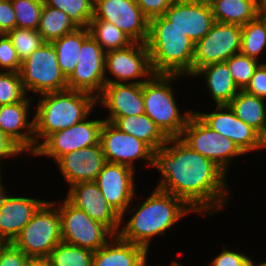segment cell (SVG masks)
<instances>
[{"label":"cell","instance_id":"cell-1","mask_svg":"<svg viewBox=\"0 0 266 266\" xmlns=\"http://www.w3.org/2000/svg\"><path fill=\"white\" fill-rule=\"evenodd\" d=\"M153 166L162 175L157 188L182 199L194 213L213 214L212 208L219 211L230 201L226 195L227 172L179 137L168 138L154 151Z\"/></svg>","mask_w":266,"mask_h":266},{"label":"cell","instance_id":"cell-2","mask_svg":"<svg viewBox=\"0 0 266 266\" xmlns=\"http://www.w3.org/2000/svg\"><path fill=\"white\" fill-rule=\"evenodd\" d=\"M189 211L194 212L182 199L156 187L152 194L139 206V209L118 232L127 242L149 250L154 236L164 235Z\"/></svg>","mask_w":266,"mask_h":266},{"label":"cell","instance_id":"cell-3","mask_svg":"<svg viewBox=\"0 0 266 266\" xmlns=\"http://www.w3.org/2000/svg\"><path fill=\"white\" fill-rule=\"evenodd\" d=\"M146 45L155 74L192 75L195 43L163 15L149 20Z\"/></svg>","mask_w":266,"mask_h":266},{"label":"cell","instance_id":"cell-4","mask_svg":"<svg viewBox=\"0 0 266 266\" xmlns=\"http://www.w3.org/2000/svg\"><path fill=\"white\" fill-rule=\"evenodd\" d=\"M96 104L93 95L72 89L41 94L34 116V135L46 139L70 128L85 119Z\"/></svg>","mask_w":266,"mask_h":266},{"label":"cell","instance_id":"cell-5","mask_svg":"<svg viewBox=\"0 0 266 266\" xmlns=\"http://www.w3.org/2000/svg\"><path fill=\"white\" fill-rule=\"evenodd\" d=\"M177 77L179 75L154 74L148 81L143 82L144 113L167 138L180 137L192 115L190 111L184 115L179 113L174 90L170 85Z\"/></svg>","mask_w":266,"mask_h":266},{"label":"cell","instance_id":"cell-6","mask_svg":"<svg viewBox=\"0 0 266 266\" xmlns=\"http://www.w3.org/2000/svg\"><path fill=\"white\" fill-rule=\"evenodd\" d=\"M46 201L12 242L27 257L48 258L62 241L58 208Z\"/></svg>","mask_w":266,"mask_h":266},{"label":"cell","instance_id":"cell-7","mask_svg":"<svg viewBox=\"0 0 266 266\" xmlns=\"http://www.w3.org/2000/svg\"><path fill=\"white\" fill-rule=\"evenodd\" d=\"M23 88L36 94L68 89L67 79L60 70L57 52L51 42H45L21 63L19 71Z\"/></svg>","mask_w":266,"mask_h":266},{"label":"cell","instance_id":"cell-8","mask_svg":"<svg viewBox=\"0 0 266 266\" xmlns=\"http://www.w3.org/2000/svg\"><path fill=\"white\" fill-rule=\"evenodd\" d=\"M179 138L194 151L214 161L225 172L234 156L244 154L231 139L212 130L195 113L188 119Z\"/></svg>","mask_w":266,"mask_h":266},{"label":"cell","instance_id":"cell-9","mask_svg":"<svg viewBox=\"0 0 266 266\" xmlns=\"http://www.w3.org/2000/svg\"><path fill=\"white\" fill-rule=\"evenodd\" d=\"M61 219L62 241L96 252L107 242V236L114 234L104 225L90 218L82 209L67 198L58 207Z\"/></svg>","mask_w":266,"mask_h":266},{"label":"cell","instance_id":"cell-10","mask_svg":"<svg viewBox=\"0 0 266 266\" xmlns=\"http://www.w3.org/2000/svg\"><path fill=\"white\" fill-rule=\"evenodd\" d=\"M241 39L240 25L215 21L210 31L194 45L192 75L202 67L225 62L239 53Z\"/></svg>","mask_w":266,"mask_h":266},{"label":"cell","instance_id":"cell-11","mask_svg":"<svg viewBox=\"0 0 266 266\" xmlns=\"http://www.w3.org/2000/svg\"><path fill=\"white\" fill-rule=\"evenodd\" d=\"M87 118L70 128L50 134L44 142L39 143L33 155L50 156L56 162L64 154L97 145L104 119L89 121Z\"/></svg>","mask_w":266,"mask_h":266},{"label":"cell","instance_id":"cell-12","mask_svg":"<svg viewBox=\"0 0 266 266\" xmlns=\"http://www.w3.org/2000/svg\"><path fill=\"white\" fill-rule=\"evenodd\" d=\"M93 18L114 24L134 42H147L149 19L136 0H94Z\"/></svg>","mask_w":266,"mask_h":266},{"label":"cell","instance_id":"cell-13","mask_svg":"<svg viewBox=\"0 0 266 266\" xmlns=\"http://www.w3.org/2000/svg\"><path fill=\"white\" fill-rule=\"evenodd\" d=\"M106 71L111 72L116 79L112 80L105 77V84L125 82L128 84H140L148 81L155 74L152 71L147 45L146 43L140 42H133L125 48L106 52L105 72ZM145 76L147 79L137 80V78H144ZM131 79H136L137 81L130 82L129 80Z\"/></svg>","mask_w":266,"mask_h":266},{"label":"cell","instance_id":"cell-14","mask_svg":"<svg viewBox=\"0 0 266 266\" xmlns=\"http://www.w3.org/2000/svg\"><path fill=\"white\" fill-rule=\"evenodd\" d=\"M105 53L89 35L82 42L75 70L67 79L68 89L86 92L97 98L105 86Z\"/></svg>","mask_w":266,"mask_h":266},{"label":"cell","instance_id":"cell-15","mask_svg":"<svg viewBox=\"0 0 266 266\" xmlns=\"http://www.w3.org/2000/svg\"><path fill=\"white\" fill-rule=\"evenodd\" d=\"M99 142L106 162L125 165L134 170V160L144 159L149 166H153L154 151L145 142L120 131L110 122H103Z\"/></svg>","mask_w":266,"mask_h":266},{"label":"cell","instance_id":"cell-16","mask_svg":"<svg viewBox=\"0 0 266 266\" xmlns=\"http://www.w3.org/2000/svg\"><path fill=\"white\" fill-rule=\"evenodd\" d=\"M195 114L212 130L231 139L243 153L266 147V140L254 128L240 120L228 104L217 105L213 113Z\"/></svg>","mask_w":266,"mask_h":266},{"label":"cell","instance_id":"cell-17","mask_svg":"<svg viewBox=\"0 0 266 266\" xmlns=\"http://www.w3.org/2000/svg\"><path fill=\"white\" fill-rule=\"evenodd\" d=\"M163 16L194 43L203 38L215 22L208 0H178Z\"/></svg>","mask_w":266,"mask_h":266},{"label":"cell","instance_id":"cell-18","mask_svg":"<svg viewBox=\"0 0 266 266\" xmlns=\"http://www.w3.org/2000/svg\"><path fill=\"white\" fill-rule=\"evenodd\" d=\"M134 170L128 166L106 162L95 182L108 204L121 216V223L128 206L134 202Z\"/></svg>","mask_w":266,"mask_h":266},{"label":"cell","instance_id":"cell-19","mask_svg":"<svg viewBox=\"0 0 266 266\" xmlns=\"http://www.w3.org/2000/svg\"><path fill=\"white\" fill-rule=\"evenodd\" d=\"M66 198L94 221L118 235L121 216L108 204L95 181L79 182L70 186Z\"/></svg>","mask_w":266,"mask_h":266},{"label":"cell","instance_id":"cell-20","mask_svg":"<svg viewBox=\"0 0 266 266\" xmlns=\"http://www.w3.org/2000/svg\"><path fill=\"white\" fill-rule=\"evenodd\" d=\"M96 101L109 110V117L104 121L110 123L119 117L141 115L145 111L143 83L105 84Z\"/></svg>","mask_w":266,"mask_h":266},{"label":"cell","instance_id":"cell-21","mask_svg":"<svg viewBox=\"0 0 266 266\" xmlns=\"http://www.w3.org/2000/svg\"><path fill=\"white\" fill-rule=\"evenodd\" d=\"M6 194L5 189L0 192V243H12L46 202Z\"/></svg>","mask_w":266,"mask_h":266},{"label":"cell","instance_id":"cell-22","mask_svg":"<svg viewBox=\"0 0 266 266\" xmlns=\"http://www.w3.org/2000/svg\"><path fill=\"white\" fill-rule=\"evenodd\" d=\"M105 163L106 159L100 142L97 145L64 154L56 161L69 186L79 182L95 181Z\"/></svg>","mask_w":266,"mask_h":266},{"label":"cell","instance_id":"cell-23","mask_svg":"<svg viewBox=\"0 0 266 266\" xmlns=\"http://www.w3.org/2000/svg\"><path fill=\"white\" fill-rule=\"evenodd\" d=\"M29 106H31L30 100L27 97L14 104L1 105L0 129L24 152L27 151L32 155L39 146V141L34 136V118L30 122L27 119ZM22 129H25L24 133Z\"/></svg>","mask_w":266,"mask_h":266},{"label":"cell","instance_id":"cell-24","mask_svg":"<svg viewBox=\"0 0 266 266\" xmlns=\"http://www.w3.org/2000/svg\"><path fill=\"white\" fill-rule=\"evenodd\" d=\"M94 252L92 266H146L148 251L137 244L122 240L118 235Z\"/></svg>","mask_w":266,"mask_h":266},{"label":"cell","instance_id":"cell-25","mask_svg":"<svg viewBox=\"0 0 266 266\" xmlns=\"http://www.w3.org/2000/svg\"><path fill=\"white\" fill-rule=\"evenodd\" d=\"M206 75L207 86L216 105H226L240 91L226 62H218L198 69L192 76Z\"/></svg>","mask_w":266,"mask_h":266},{"label":"cell","instance_id":"cell-26","mask_svg":"<svg viewBox=\"0 0 266 266\" xmlns=\"http://www.w3.org/2000/svg\"><path fill=\"white\" fill-rule=\"evenodd\" d=\"M234 114L266 140L265 99L240 90L228 103Z\"/></svg>","mask_w":266,"mask_h":266},{"label":"cell","instance_id":"cell-27","mask_svg":"<svg viewBox=\"0 0 266 266\" xmlns=\"http://www.w3.org/2000/svg\"><path fill=\"white\" fill-rule=\"evenodd\" d=\"M112 124L120 131L145 142L153 151L163 147L168 139L145 113L119 117Z\"/></svg>","mask_w":266,"mask_h":266},{"label":"cell","instance_id":"cell-28","mask_svg":"<svg viewBox=\"0 0 266 266\" xmlns=\"http://www.w3.org/2000/svg\"><path fill=\"white\" fill-rule=\"evenodd\" d=\"M214 20L245 25L258 16L257 0H208Z\"/></svg>","mask_w":266,"mask_h":266},{"label":"cell","instance_id":"cell-29","mask_svg":"<svg viewBox=\"0 0 266 266\" xmlns=\"http://www.w3.org/2000/svg\"><path fill=\"white\" fill-rule=\"evenodd\" d=\"M89 35V28H77L75 31L51 42L57 52V61L60 70L66 79L74 72L82 42Z\"/></svg>","mask_w":266,"mask_h":266},{"label":"cell","instance_id":"cell-30","mask_svg":"<svg viewBox=\"0 0 266 266\" xmlns=\"http://www.w3.org/2000/svg\"><path fill=\"white\" fill-rule=\"evenodd\" d=\"M76 29L77 27L66 13L59 9L43 5L37 31L45 42H52Z\"/></svg>","mask_w":266,"mask_h":266},{"label":"cell","instance_id":"cell-31","mask_svg":"<svg viewBox=\"0 0 266 266\" xmlns=\"http://www.w3.org/2000/svg\"><path fill=\"white\" fill-rule=\"evenodd\" d=\"M88 28L90 35L105 52L125 48L134 42L114 24L104 20L92 18Z\"/></svg>","mask_w":266,"mask_h":266},{"label":"cell","instance_id":"cell-32","mask_svg":"<svg viewBox=\"0 0 266 266\" xmlns=\"http://www.w3.org/2000/svg\"><path fill=\"white\" fill-rule=\"evenodd\" d=\"M94 252L63 241L58 243L47 258L48 266H92Z\"/></svg>","mask_w":266,"mask_h":266},{"label":"cell","instance_id":"cell-33","mask_svg":"<svg viewBox=\"0 0 266 266\" xmlns=\"http://www.w3.org/2000/svg\"><path fill=\"white\" fill-rule=\"evenodd\" d=\"M240 53L257 60L266 46V20L262 16L242 25Z\"/></svg>","mask_w":266,"mask_h":266},{"label":"cell","instance_id":"cell-34","mask_svg":"<svg viewBox=\"0 0 266 266\" xmlns=\"http://www.w3.org/2000/svg\"><path fill=\"white\" fill-rule=\"evenodd\" d=\"M43 4L66 13L77 28H88L94 13V0H43Z\"/></svg>","mask_w":266,"mask_h":266},{"label":"cell","instance_id":"cell-35","mask_svg":"<svg viewBox=\"0 0 266 266\" xmlns=\"http://www.w3.org/2000/svg\"><path fill=\"white\" fill-rule=\"evenodd\" d=\"M21 63L45 43L37 30L15 27L6 33Z\"/></svg>","mask_w":266,"mask_h":266},{"label":"cell","instance_id":"cell-36","mask_svg":"<svg viewBox=\"0 0 266 266\" xmlns=\"http://www.w3.org/2000/svg\"><path fill=\"white\" fill-rule=\"evenodd\" d=\"M225 62L227 63L228 70L239 90L246 89L256 68L260 64L257 60L240 52L234 54Z\"/></svg>","mask_w":266,"mask_h":266},{"label":"cell","instance_id":"cell-37","mask_svg":"<svg viewBox=\"0 0 266 266\" xmlns=\"http://www.w3.org/2000/svg\"><path fill=\"white\" fill-rule=\"evenodd\" d=\"M16 27L37 30L43 8V0H11Z\"/></svg>","mask_w":266,"mask_h":266},{"label":"cell","instance_id":"cell-38","mask_svg":"<svg viewBox=\"0 0 266 266\" xmlns=\"http://www.w3.org/2000/svg\"><path fill=\"white\" fill-rule=\"evenodd\" d=\"M26 96L19 72H0V106L17 103Z\"/></svg>","mask_w":266,"mask_h":266},{"label":"cell","instance_id":"cell-39","mask_svg":"<svg viewBox=\"0 0 266 266\" xmlns=\"http://www.w3.org/2000/svg\"><path fill=\"white\" fill-rule=\"evenodd\" d=\"M0 67L3 70L7 69V72H19L21 69L16 49L6 34H0Z\"/></svg>","mask_w":266,"mask_h":266},{"label":"cell","instance_id":"cell-40","mask_svg":"<svg viewBox=\"0 0 266 266\" xmlns=\"http://www.w3.org/2000/svg\"><path fill=\"white\" fill-rule=\"evenodd\" d=\"M26 258L13 243H0V266H22Z\"/></svg>","mask_w":266,"mask_h":266},{"label":"cell","instance_id":"cell-41","mask_svg":"<svg viewBox=\"0 0 266 266\" xmlns=\"http://www.w3.org/2000/svg\"><path fill=\"white\" fill-rule=\"evenodd\" d=\"M178 0H136L141 12L150 20L164 15L170 5Z\"/></svg>","mask_w":266,"mask_h":266},{"label":"cell","instance_id":"cell-42","mask_svg":"<svg viewBox=\"0 0 266 266\" xmlns=\"http://www.w3.org/2000/svg\"><path fill=\"white\" fill-rule=\"evenodd\" d=\"M245 91L259 98L266 99V63L258 65Z\"/></svg>","mask_w":266,"mask_h":266},{"label":"cell","instance_id":"cell-43","mask_svg":"<svg viewBox=\"0 0 266 266\" xmlns=\"http://www.w3.org/2000/svg\"><path fill=\"white\" fill-rule=\"evenodd\" d=\"M250 259L245 254L223 249V252L215 257L210 266H245Z\"/></svg>","mask_w":266,"mask_h":266},{"label":"cell","instance_id":"cell-44","mask_svg":"<svg viewBox=\"0 0 266 266\" xmlns=\"http://www.w3.org/2000/svg\"><path fill=\"white\" fill-rule=\"evenodd\" d=\"M16 27V15L11 0H0V34Z\"/></svg>","mask_w":266,"mask_h":266},{"label":"cell","instance_id":"cell-45","mask_svg":"<svg viewBox=\"0 0 266 266\" xmlns=\"http://www.w3.org/2000/svg\"><path fill=\"white\" fill-rule=\"evenodd\" d=\"M23 152L24 151L0 129V159L22 154Z\"/></svg>","mask_w":266,"mask_h":266},{"label":"cell","instance_id":"cell-46","mask_svg":"<svg viewBox=\"0 0 266 266\" xmlns=\"http://www.w3.org/2000/svg\"><path fill=\"white\" fill-rule=\"evenodd\" d=\"M22 266H48V261L41 257H27Z\"/></svg>","mask_w":266,"mask_h":266},{"label":"cell","instance_id":"cell-47","mask_svg":"<svg viewBox=\"0 0 266 266\" xmlns=\"http://www.w3.org/2000/svg\"><path fill=\"white\" fill-rule=\"evenodd\" d=\"M257 11L259 16H266V0H257Z\"/></svg>","mask_w":266,"mask_h":266},{"label":"cell","instance_id":"cell-48","mask_svg":"<svg viewBox=\"0 0 266 266\" xmlns=\"http://www.w3.org/2000/svg\"><path fill=\"white\" fill-rule=\"evenodd\" d=\"M1 174H2V173H1V166H0V192H2V191L4 190V189H3L4 187H3L2 183H1V182H2V181H1V180H2V178H1V177H2Z\"/></svg>","mask_w":266,"mask_h":266},{"label":"cell","instance_id":"cell-49","mask_svg":"<svg viewBox=\"0 0 266 266\" xmlns=\"http://www.w3.org/2000/svg\"><path fill=\"white\" fill-rule=\"evenodd\" d=\"M251 266H257V265L253 262V260H251ZM258 266H266V262H265V263L262 262V264H260V265H258Z\"/></svg>","mask_w":266,"mask_h":266},{"label":"cell","instance_id":"cell-50","mask_svg":"<svg viewBox=\"0 0 266 266\" xmlns=\"http://www.w3.org/2000/svg\"><path fill=\"white\" fill-rule=\"evenodd\" d=\"M170 266H181L178 262H174L172 264H170Z\"/></svg>","mask_w":266,"mask_h":266},{"label":"cell","instance_id":"cell-51","mask_svg":"<svg viewBox=\"0 0 266 266\" xmlns=\"http://www.w3.org/2000/svg\"><path fill=\"white\" fill-rule=\"evenodd\" d=\"M245 266H251V259Z\"/></svg>","mask_w":266,"mask_h":266}]
</instances>
